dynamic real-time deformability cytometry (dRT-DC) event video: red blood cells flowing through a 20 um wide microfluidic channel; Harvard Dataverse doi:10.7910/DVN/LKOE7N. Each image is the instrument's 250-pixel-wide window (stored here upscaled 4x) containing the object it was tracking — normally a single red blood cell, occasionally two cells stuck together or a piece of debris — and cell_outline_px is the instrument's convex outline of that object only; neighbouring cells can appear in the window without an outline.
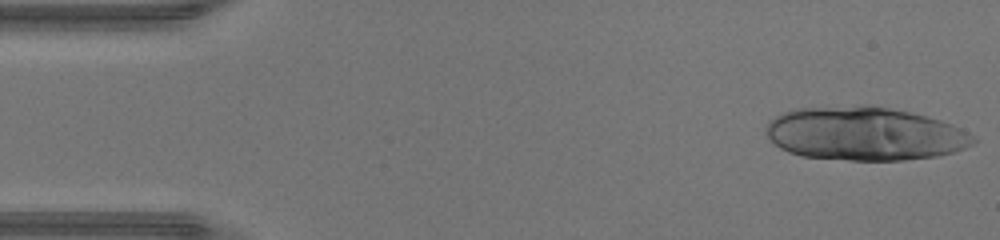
{"species": "human", "species_latin": "Homo sapiens", "temperature_condition": "warm", "stored_images_in_passage": 14, "camera_frame_rate_fps": 3000, "um_per_image_px": 0.085, "donor": {"sex": "male"}, "frame": {"image": 1, "passage_image": 1, "time_ms": 0.0, "image_size_px": [1000, 240], "cell_outline_px": [[976, 140], [972, 144], [956, 152], [936, 156], [904, 160], [848, 160], [800, 156], [788, 152], [780, 148], [764, 132], [768, 124], [776, 116], [784, 112], [796, 108], [888, 108], [908, 112], [940, 120], [952, 124], [968, 132]], "centroid_in_image_um": [73.51, 11.41], "position_along_channel_um": 11.5, "area_um2": 63.23}}
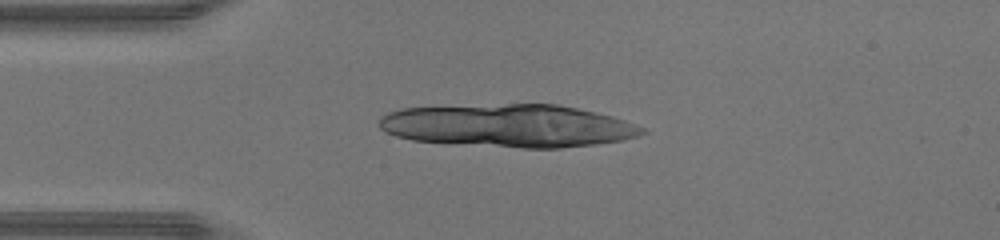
{"frame": {"image": 2, "passage_image": 10, "time_ms": 3.0, "image_size_px": [1000, 240], "cell_outline_px": [[648, 132], [624, 140], [596, 144], [560, 148], [524, 148], [412, 140], [396, 136], [380, 128], [376, 124], [380, 116], [388, 112], [400, 108], [508, 104], [556, 104], [576, 108], [612, 116], [624, 120], [644, 128]], "centroid_in_image_um": [43.21, 10.68], "position_along_channel_um": 41.8, "area_um2": 65.43}}